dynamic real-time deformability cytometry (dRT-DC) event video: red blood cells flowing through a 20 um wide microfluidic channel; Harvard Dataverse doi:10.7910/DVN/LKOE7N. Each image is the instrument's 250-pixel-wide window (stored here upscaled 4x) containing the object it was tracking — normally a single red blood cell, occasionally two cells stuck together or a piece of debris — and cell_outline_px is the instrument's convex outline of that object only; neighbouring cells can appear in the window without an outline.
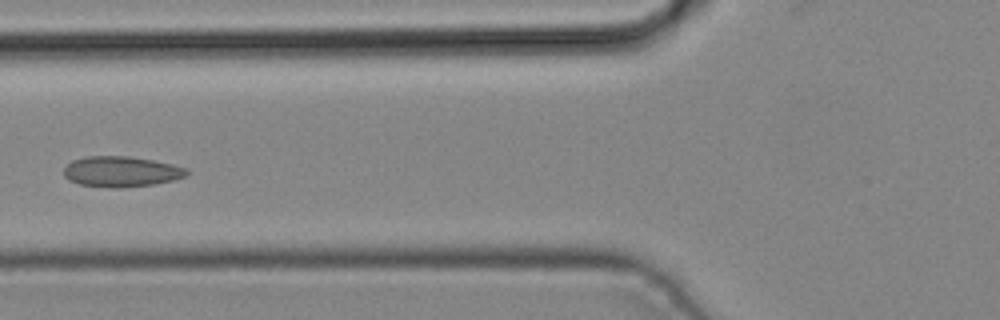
{"species": "common noctule bat (a hibernating species)", "species_latin": "Nyctalus noctula", "temperature_condition": "cold", "stored_images_in_passage": 5, "camera_frame_rate_fps": 3000, "um_per_image_px": 0.085, "animal": {"sex": "male", "body_mass_g": 19.2, "forearm_length_mm": 51.8}, "frame": {"image": 1, "passage_image": 5, "time_ms": 1.333, "image_size_px": [1000, 320], "cell_outline_px": [[192, 172], [184, 176], [172, 180], [152, 184], [120, 188], [112, 188], [80, 184], [68, 180], [64, 176], [64, 168], [72, 160], [88, 156], [128, 156], [152, 160], [172, 164], [188, 168]], "centroid_in_image_um": [10.31, 14.58], "position_along_channel_um": 115.5, "area_um2": 21.85}}